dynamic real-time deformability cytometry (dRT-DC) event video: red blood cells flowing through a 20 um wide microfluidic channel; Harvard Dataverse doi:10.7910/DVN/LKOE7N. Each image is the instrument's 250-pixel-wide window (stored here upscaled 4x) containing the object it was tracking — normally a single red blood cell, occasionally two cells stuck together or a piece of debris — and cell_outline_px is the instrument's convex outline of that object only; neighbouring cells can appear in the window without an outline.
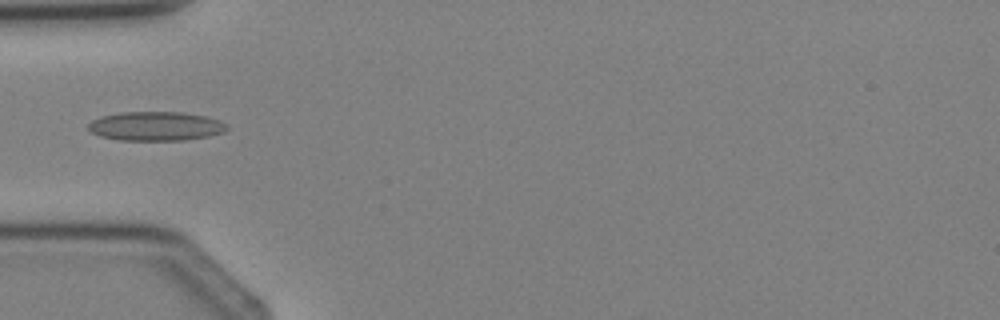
{"species": "Egyptian fruit bat (a non-hibernating species)", "species_latin": "Rousettus aegyptiacus", "temperature_condition": "cold", "stored_images_in_passage": 2, "camera_frame_rate_fps": 3000, "um_per_image_px": 0.085, "animal": {"sex": "female"}, "frame": {"image": 1, "passage_image": 2, "time_ms": 1.333, "image_size_px": [1000, 320], "cell_outline_px": [[228, 128], [224, 132], [208, 136], [184, 140], [120, 140], [100, 136], [92, 132], [88, 128], [88, 124], [92, 120], [100, 116], [120, 112], [180, 112], [204, 116], [220, 120], [228, 124]], "centroid_in_image_um": [13.24, 10.72], "position_along_channel_um": 71.8, "area_um2": 23.52}}